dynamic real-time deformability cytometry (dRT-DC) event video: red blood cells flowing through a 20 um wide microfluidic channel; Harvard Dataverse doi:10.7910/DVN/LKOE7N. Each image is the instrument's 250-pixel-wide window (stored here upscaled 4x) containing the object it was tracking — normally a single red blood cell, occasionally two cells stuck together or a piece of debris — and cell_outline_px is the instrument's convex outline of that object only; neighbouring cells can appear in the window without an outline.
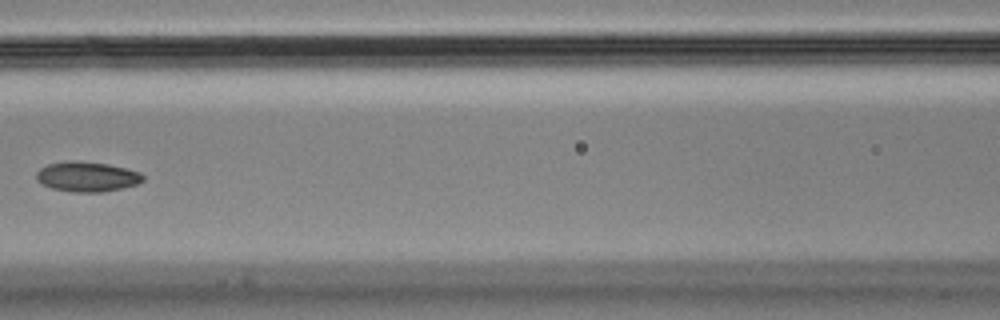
{"species": "Egyptian fruit bat (a non-hibernating species)", "species_latin": "Rousettus aegyptiacus", "temperature_condition": "cold", "stored_images_in_passage": 9, "camera_frame_rate_fps": 3000, "um_per_image_px": 0.085, "animal": {"sex": "male"}, "frame": {"image": 1, "passage_image": 8, "time_ms": 2.333, "image_size_px": [1000, 320], "cell_outline_px": [[144, 180], [136, 184], [104, 192], [72, 192], [52, 188], [40, 184], [36, 180], [36, 172], [40, 168], [48, 164], [68, 160], [76, 160], [108, 164], [140, 172], [144, 176]], "centroid_in_image_um": [7.35, 15.01], "position_along_channel_um": 159.2, "area_um2": 18.73}}
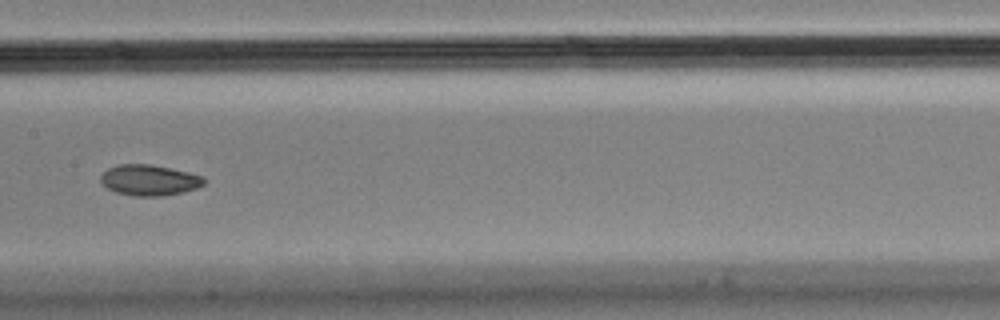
{"frame": {"image": 2, "passage_image": 9, "time_ms": 2.667, "image_size_px": [1000, 320], "cell_outline_px": [[204, 184], [196, 188], [184, 192], [164, 196], [132, 196], [116, 192], [108, 188], [100, 180], [100, 176], [108, 168], [120, 164], [152, 164], [188, 172], [200, 176], [204, 180]], "centroid_in_image_um": [12.67, 15.31], "position_along_channel_um": 194.7, "area_um2": 18.44}}